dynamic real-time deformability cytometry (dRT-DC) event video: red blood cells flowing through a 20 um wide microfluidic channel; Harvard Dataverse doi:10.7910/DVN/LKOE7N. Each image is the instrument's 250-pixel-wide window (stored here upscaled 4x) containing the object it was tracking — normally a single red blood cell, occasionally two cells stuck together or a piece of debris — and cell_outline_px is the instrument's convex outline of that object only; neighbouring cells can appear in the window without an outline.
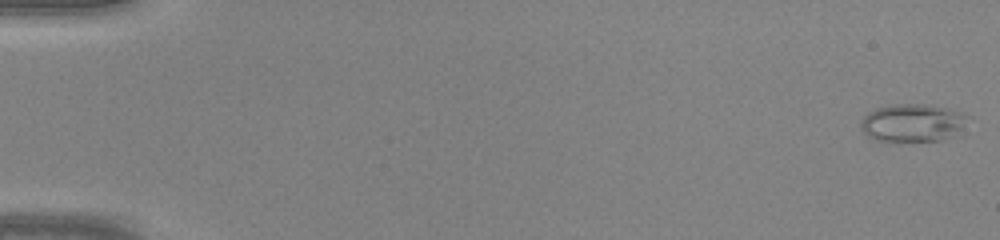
{"species": "common noctule bat (a hibernating species)", "species_latin": "Nyctalus noctula", "temperature_condition": "warm", "stored_images_in_passage": 46, "camera_frame_rate_fps": 3000, "um_per_image_px": 0.085, "animal": {"sex": "male", "body_mass_g": 20.0, "forearm_length_mm": 53.3}, "frame": {"image": 1, "passage_image": 1, "time_ms": 0.0, "image_size_px": [1000, 240], "cell_outline_px": [[972, 116], [956, 136], [940, 140], [876, 140], [868, 136], [860, 128], [860, 120], [868, 112], [876, 108], [892, 104], [924, 104], [944, 108], [960, 112]], "centroid_in_image_um": [77.59, 10.43], "position_along_channel_um": 7.4, "area_um2": 23.58}}
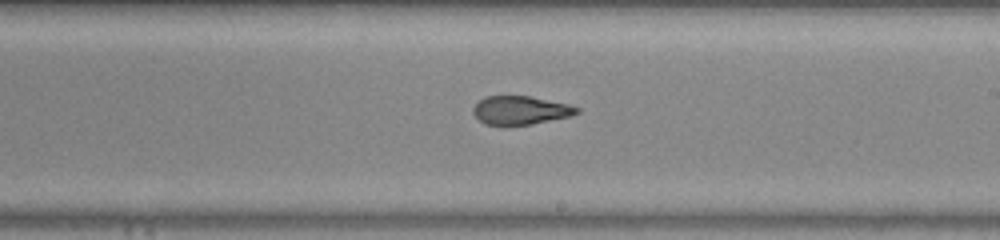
{"frame": {"image": 2, "passage_image": 28, "time_ms": 9.0, "image_size_px": [1000, 240], "cell_outline_px": [[580, 112], [572, 116], [532, 124], [484, 124], [472, 112], [472, 108], [484, 96], [532, 96], [568, 104], [580, 108]], "centroid_in_image_um": [44.27, 9.36], "position_along_channel_um": 244.7, "area_um2": 17.17}}
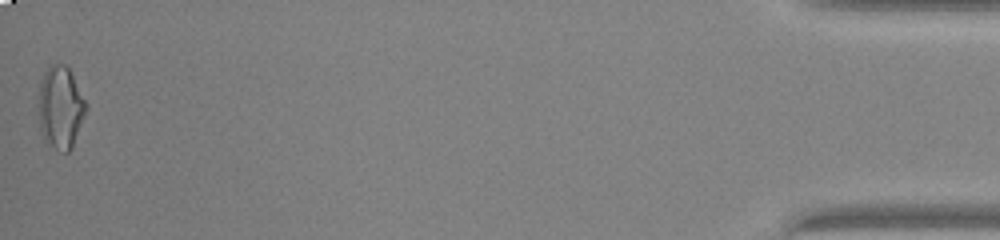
{"frame": {"image": 3, "passage_image": 46, "time_ms": 15.0, "image_size_px": [1000, 240], "cell_outline_px": [[88, 108], [72, 148], [68, 152], [64, 152], [56, 148], [44, 136], [40, 128], [40, 84], [44, 72], [52, 64], [68, 64], [88, 104]], "centroid_in_image_um": [5.21, 9.07], "position_along_channel_um": 430.0, "area_um2": 22.6}}